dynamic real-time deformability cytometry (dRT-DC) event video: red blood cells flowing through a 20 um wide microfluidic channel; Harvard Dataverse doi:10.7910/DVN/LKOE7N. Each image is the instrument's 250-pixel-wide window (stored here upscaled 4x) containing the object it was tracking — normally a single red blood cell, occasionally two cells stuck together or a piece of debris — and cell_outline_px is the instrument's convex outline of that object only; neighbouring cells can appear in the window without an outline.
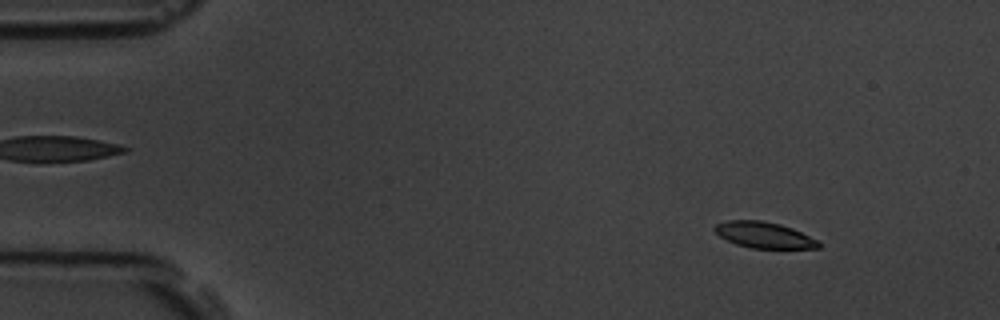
{"species": "common noctule bat (a hibernating species)", "species_latin": "Nyctalus noctula", "temperature_condition": "room temperature", "stored_images_in_passage": 18, "camera_frame_rate_fps": 3000, "um_per_image_px": 0.085, "animal": {"sex": "male", "body_mass_g": 19.5, "forearm_length_mm": 54.6}, "frame": {"image": 1, "passage_image": 7, "time_ms": 2.0, "image_size_px": [1000, 320], "cell_outline_px": [[820, 248], [752, 248], [736, 244], [720, 236], [712, 228], [716, 224], [728, 220], [760, 220], [780, 224], [792, 228], [816, 240], [820, 244]], "centroid_in_image_um": [64.91, 19.97], "position_along_channel_um": 20.1, "area_um2": 15.55}}